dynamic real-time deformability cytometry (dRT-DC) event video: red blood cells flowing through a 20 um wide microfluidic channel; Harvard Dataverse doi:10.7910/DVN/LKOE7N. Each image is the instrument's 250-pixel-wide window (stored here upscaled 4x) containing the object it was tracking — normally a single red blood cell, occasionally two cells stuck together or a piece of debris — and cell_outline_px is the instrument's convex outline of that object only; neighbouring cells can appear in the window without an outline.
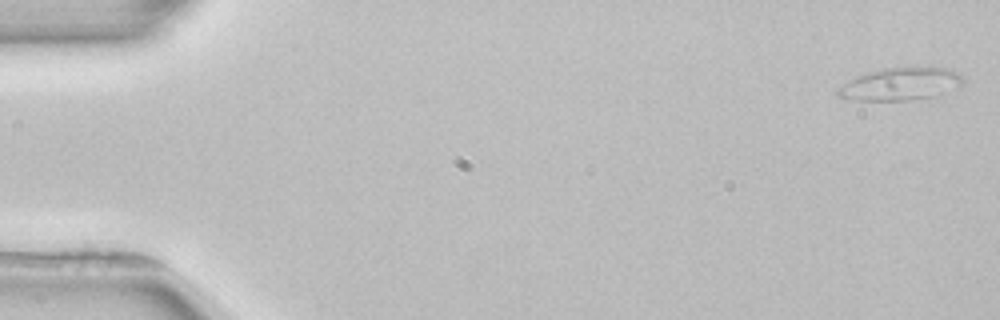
{"species": "common noctule bat (a hibernating species)", "species_latin": "Nyctalus noctula", "temperature_condition": "room temperature", "stored_images_in_passage": 4, "camera_frame_rate_fps": 3000, "um_per_image_px": 0.085, "animal": {"sex": "female", "body_mass_g": 22.7, "forearm_length_mm": 54.2}, "frame": {"image": 1, "passage_image": 1, "time_ms": 0.0, "image_size_px": [1000, 320], "cell_outline_px": [[964, 80], [960, 84], [932, 96], [912, 100], [856, 100], [836, 96], [836, 88], [848, 80], [856, 76], [868, 72], [884, 68], [948, 68], [960, 72], [964, 76]], "centroid_in_image_um": [76.47, 7.14], "position_along_channel_um": 8.5, "area_um2": 23.41}}
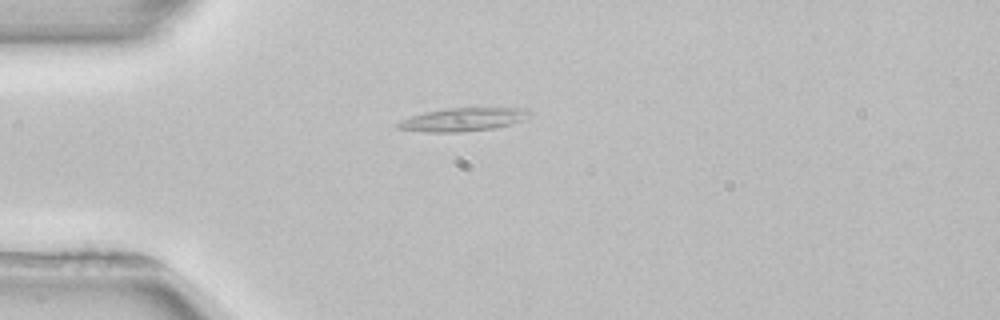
{"frame": {"image": 2, "passage_image": 3, "time_ms": 4.333, "image_size_px": [1000, 320], "cell_outline_px": [[532, 112], [524, 120], [496, 128], [456, 132], [428, 132], [396, 128], [396, 124], [400, 120], [424, 112], [448, 108], [528, 108]], "centroid_in_image_um": [39.38, 10.15], "position_along_channel_um": 45.6, "area_um2": 17.8}}
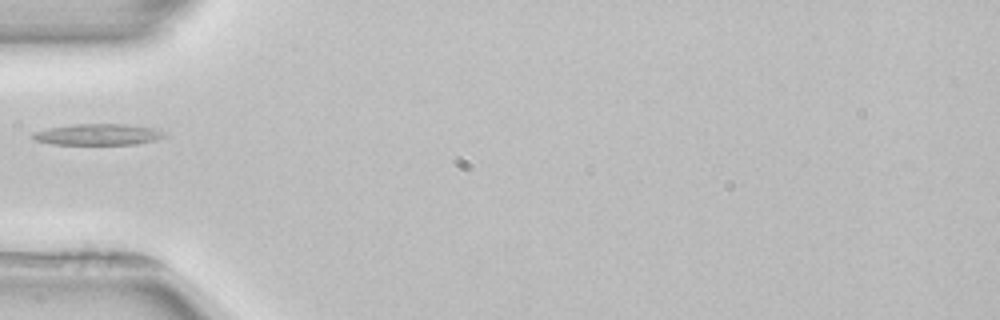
{"frame": {"image": 3, "passage_image": 4, "time_ms": 5.667, "image_size_px": [1000, 320], "cell_outline_px": [[164, 136], [156, 140], [136, 144], [52, 144], [32, 140], [28, 136], [32, 132], [48, 128], [76, 124], [124, 124], [152, 128], [164, 132]], "centroid_in_image_um": [8.23, 11.43], "position_along_channel_um": 76.8, "area_um2": 16.24}}